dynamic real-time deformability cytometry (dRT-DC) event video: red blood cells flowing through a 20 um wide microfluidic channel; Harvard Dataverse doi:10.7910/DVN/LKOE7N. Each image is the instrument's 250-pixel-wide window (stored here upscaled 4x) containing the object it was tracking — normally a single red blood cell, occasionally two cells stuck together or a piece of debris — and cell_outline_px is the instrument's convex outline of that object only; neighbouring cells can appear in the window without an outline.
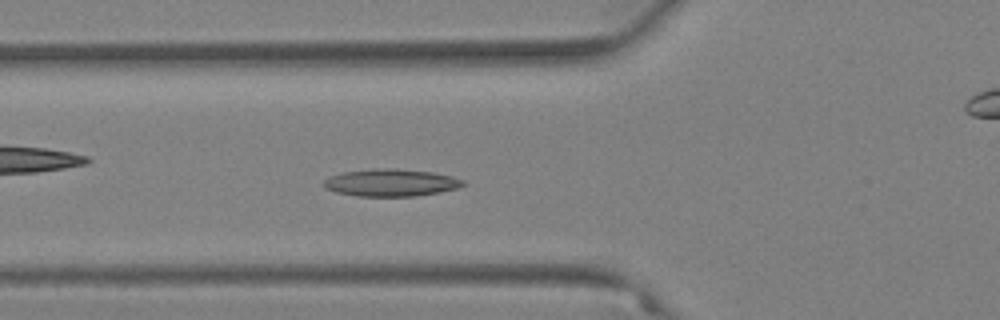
{"species": "Egyptian fruit bat (a non-hibernating species)", "species_latin": "Rousettus aegyptiacus", "temperature_condition": "warm", "stored_images_in_passage": 59, "camera_frame_rate_fps": 3000, "um_per_image_px": 0.085, "animal": {"sex": "female"}, "frame": {"image": 1, "passage_image": 21, "time_ms": 6.667, "image_size_px": [1000, 320], "cell_outline_px": [[468, 184], [456, 188], [440, 192], [416, 196], [356, 196], [336, 192], [324, 188], [324, 180], [328, 176], [340, 172], [376, 168], [396, 168], [432, 172], [452, 176], [464, 180]], "centroid_in_image_um": [33.22, 15.52], "position_along_channel_um": 92.6, "area_um2": 22.43}}
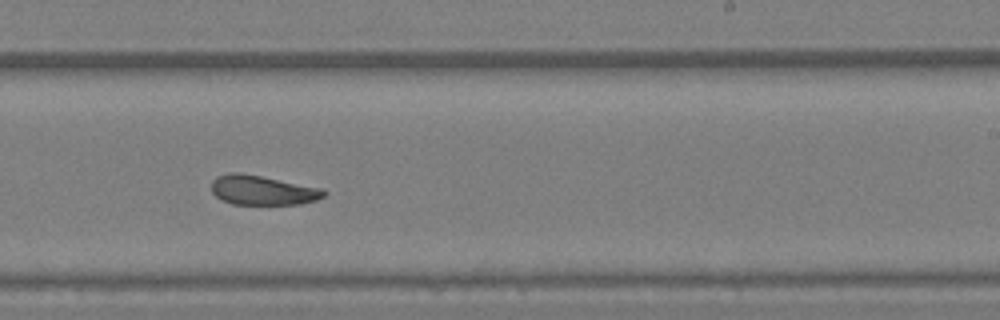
{"frame": {"image": 2, "passage_image": 36, "time_ms": 11.667, "image_size_px": [1000, 320], "cell_outline_px": [[328, 192], [324, 196], [316, 200], [300, 204], [232, 204], [216, 196], [212, 192], [212, 180], [216, 176], [228, 172], [240, 172], [324, 188]], "centroid_in_image_um": [22.33, 16.15], "position_along_channel_um": 266.7, "area_um2": 19.48}}
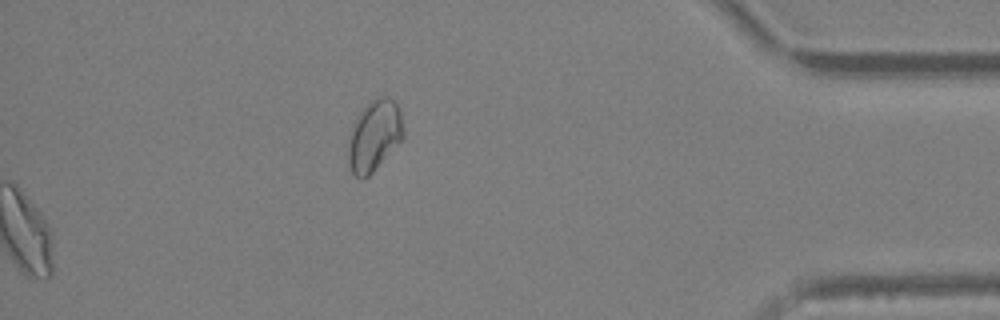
{"frame": {"image": 3, "passage_image": 59, "time_ms": 19.333, "image_size_px": [1000, 320], "cell_outline_px": [[404, 136], [372, 172], [368, 176], [360, 180], [352, 172], [348, 164], [348, 140], [356, 116], [376, 96], [388, 96], [396, 104], [400, 112], [404, 128]], "centroid_in_image_um": [31.8, 11.52], "position_along_channel_um": 403.4, "area_um2": 22.54}, "authors_computed_cell_mechanics": {"area_um2": 21.5016, "velocity_mm_per_s": 3.483, "shape_relaxation_time_tau1_ms": null, "shape_relaxation_time_tau2_ms": 3.4696, "deformation_change_tau1": null, "deformation_change_tau2": 0.104}}